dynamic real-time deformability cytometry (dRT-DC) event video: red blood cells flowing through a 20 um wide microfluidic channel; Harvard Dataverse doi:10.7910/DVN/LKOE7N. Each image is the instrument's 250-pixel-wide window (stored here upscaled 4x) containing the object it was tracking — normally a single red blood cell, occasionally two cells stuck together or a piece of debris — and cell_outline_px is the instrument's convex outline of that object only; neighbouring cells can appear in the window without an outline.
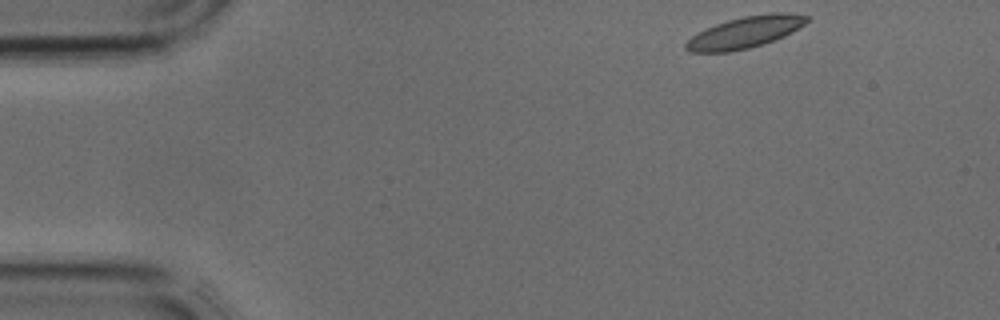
{"species": "common noctule bat (a hibernating species)", "species_latin": "Nyctalus noctula", "temperature_condition": "cold", "stored_images_in_passage": 2, "camera_frame_rate_fps": 3000, "um_per_image_px": 0.085, "animal": {"sex": "male", "body_mass_g": 17.9, "forearm_length_mm": 54.2}, "frame": {"image": 1, "passage_image": 1, "time_ms": 0.0, "image_size_px": [1000, 320], "cell_outline_px": [[812, 20], [792, 32], [784, 36], [764, 44], [748, 48], [728, 52], [692, 52], [684, 48], [684, 44], [692, 36], [716, 24], [728, 20], [744, 16], [772, 12], [788, 12], [808, 16]], "centroid_in_image_um": [63.39, 2.73], "position_along_channel_um": 21.6, "area_um2": 22.2}}